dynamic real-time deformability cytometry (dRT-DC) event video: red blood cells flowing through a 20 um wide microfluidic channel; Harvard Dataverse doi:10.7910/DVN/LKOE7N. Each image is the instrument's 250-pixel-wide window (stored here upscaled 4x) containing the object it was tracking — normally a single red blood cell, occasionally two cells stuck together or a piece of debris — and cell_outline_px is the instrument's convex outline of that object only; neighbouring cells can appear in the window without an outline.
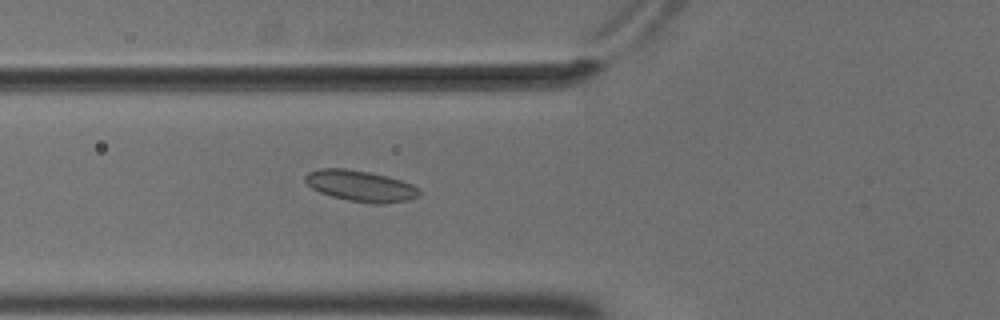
{"species": "common noctule bat (a hibernating species)", "species_latin": "Nyctalus noctula", "temperature_condition": "cold", "stored_images_in_passage": 6, "camera_frame_rate_fps": 3000, "um_per_image_px": 0.085, "animal": {"sex": "male", "body_mass_g": 18.8}, "frame": {"image": 1, "passage_image": 6, "time_ms": 1.667, "image_size_px": [1000, 320], "cell_outline_px": [[420, 196], [408, 200], [384, 204], [372, 204], [348, 200], [332, 196], [320, 192], [312, 188], [304, 180], [304, 176], [308, 172], [320, 168], [348, 168], [368, 172], [400, 180], [412, 184], [420, 188]], "centroid_in_image_um": [30.65, 15.81], "position_along_channel_um": 95.1, "area_um2": 20.69}}